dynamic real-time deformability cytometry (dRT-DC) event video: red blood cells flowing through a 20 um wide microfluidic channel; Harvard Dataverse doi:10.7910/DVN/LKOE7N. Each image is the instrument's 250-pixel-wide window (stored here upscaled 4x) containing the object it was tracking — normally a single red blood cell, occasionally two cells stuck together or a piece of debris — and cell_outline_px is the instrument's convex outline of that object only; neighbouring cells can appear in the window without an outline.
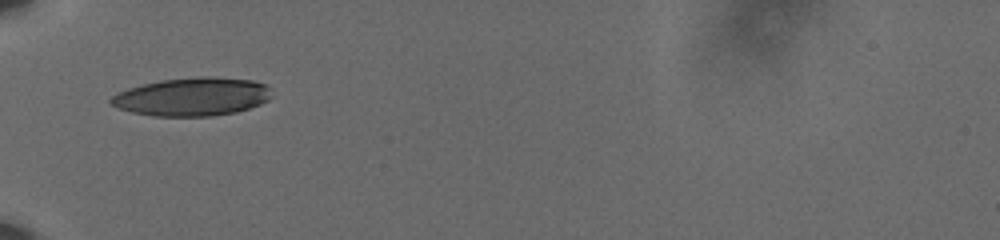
{"species": "human", "species_latin": "Homo sapiens", "temperature_condition": "cold", "stored_images_in_passage": 38, "camera_frame_rate_fps": 3000, "um_per_image_px": 0.085, "donor": {"sex": "male"}, "frame": {"image": 1, "passage_image": 1, "time_ms": 0.0, "image_size_px": [1000, 240], "cell_outline_px": [[272, 96], [268, 100], [260, 104], [236, 112], [212, 116], [152, 116], [132, 112], [120, 108], [112, 104], [108, 100], [116, 92], [128, 88], [160, 80], [200, 76], [212, 76], [252, 80], [264, 84], [272, 88]], "centroid_in_image_um": [16.36, 8.21], "position_along_channel_um": 68.6, "area_um2": 36.07}}
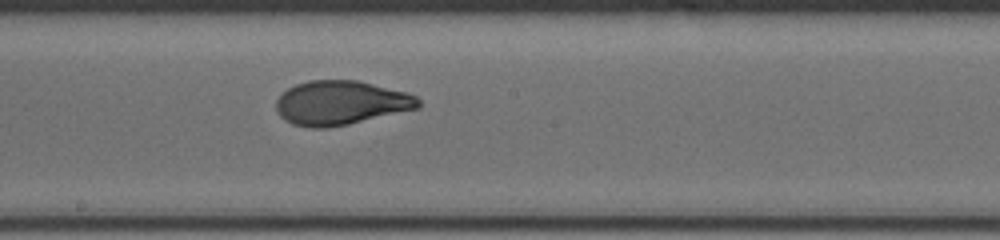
{"frame": {"image": 2, "passage_image": 14, "time_ms": 4.333, "image_size_px": [1000, 240], "cell_outline_px": [[420, 108], [348, 124], [324, 128], [312, 128], [292, 124], [284, 120], [276, 112], [276, 100], [288, 88], [296, 84], [308, 80], [356, 80], [408, 92], [416, 96], [420, 100]], "centroid_in_image_um": [28.97, 8.74], "position_along_channel_um": 219.2, "area_um2": 36.7}}
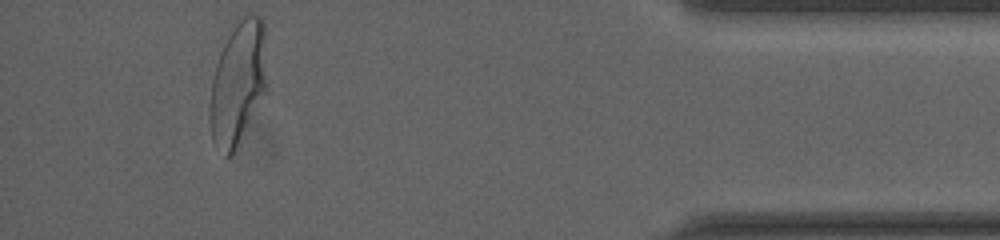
{"frame": {"image": 3, "passage_image": 34, "time_ms": 11.0, "image_size_px": [1000, 240], "cell_outline_px": [[264, 92], [232, 156], [224, 156], [212, 140], [208, 120], [208, 108], [212, 80], [216, 64], [220, 52], [236, 16], [248, 12], [260, 16], [264, 20]], "centroid_in_image_um": [20.16, 7.0], "position_along_channel_um": 415.0, "area_um2": 40.92}, "authors_computed_cell_mechanics": {"area_um2": 36.6163, "velocity_mm_per_s": 3.6068, "shape_relaxation_time_tau1_ms": 5.2778, "shape_relaxation_time_tau2_ms": 0.7652, "deformation_change_tau1": 0.2048, "deformation_change_tau2": 0.0616}}